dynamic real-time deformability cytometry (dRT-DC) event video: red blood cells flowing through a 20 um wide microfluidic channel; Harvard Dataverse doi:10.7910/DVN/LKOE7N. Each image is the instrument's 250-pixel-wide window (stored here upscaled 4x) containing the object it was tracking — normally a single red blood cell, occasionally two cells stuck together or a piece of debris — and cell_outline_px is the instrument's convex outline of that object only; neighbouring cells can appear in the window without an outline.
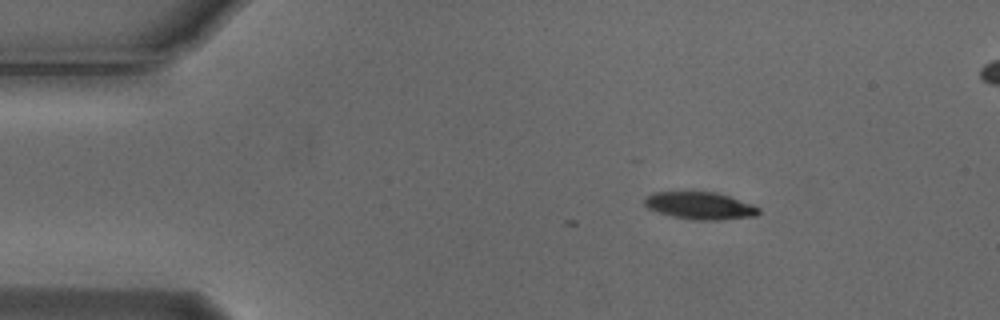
{"species": "Egyptian fruit bat (a non-hibernating species)", "species_latin": "Rousettus aegyptiacus", "temperature_condition": "cold", "stored_images_in_passage": 4, "camera_frame_rate_fps": 3000, "um_per_image_px": 0.085, "animal": {"sex": "male"}, "frame": {"image": 1, "passage_image": 1, "time_ms": 0.0, "image_size_px": [1000, 320], "cell_outline_px": [[760, 212], [756, 216], [724, 220], [692, 220], [672, 216], [648, 208], [644, 204], [644, 196], [652, 192], [716, 192], [752, 204], [760, 208]], "centroid_in_image_um": [59.5, 17.49], "position_along_channel_um": 25.5, "area_um2": 18.26}}